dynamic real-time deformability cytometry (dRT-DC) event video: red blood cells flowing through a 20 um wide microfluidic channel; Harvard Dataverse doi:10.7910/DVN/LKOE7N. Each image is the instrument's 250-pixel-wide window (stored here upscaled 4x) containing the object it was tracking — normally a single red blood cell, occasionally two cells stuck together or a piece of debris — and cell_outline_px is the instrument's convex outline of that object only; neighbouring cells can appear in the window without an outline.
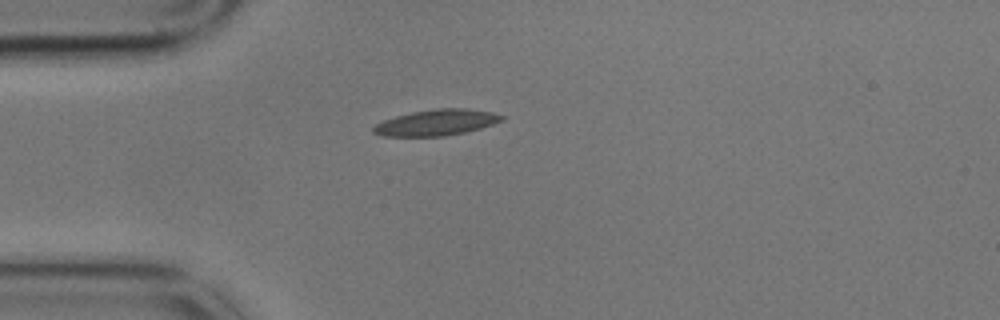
{"species": "common noctule bat (a hibernating species)", "species_latin": "Nyctalus noctula", "temperature_condition": "cold", "stored_images_in_passage": 1, "camera_frame_rate_fps": 3000, "um_per_image_px": 0.085, "animal": {"sex": "male", "body_mass_g": 17.9}, "frame": {"image": 1, "passage_image": 1, "time_ms": 0.0, "image_size_px": [1000, 320], "cell_outline_px": [[504, 120], [480, 128], [464, 132], [444, 136], [380, 136], [372, 132], [372, 128], [376, 124], [384, 120], [396, 116], [412, 112], [436, 108], [468, 108], [492, 112], [504, 116]], "centroid_in_image_um": [37.09, 10.41], "position_along_channel_um": 47.9, "area_um2": 19.42}}